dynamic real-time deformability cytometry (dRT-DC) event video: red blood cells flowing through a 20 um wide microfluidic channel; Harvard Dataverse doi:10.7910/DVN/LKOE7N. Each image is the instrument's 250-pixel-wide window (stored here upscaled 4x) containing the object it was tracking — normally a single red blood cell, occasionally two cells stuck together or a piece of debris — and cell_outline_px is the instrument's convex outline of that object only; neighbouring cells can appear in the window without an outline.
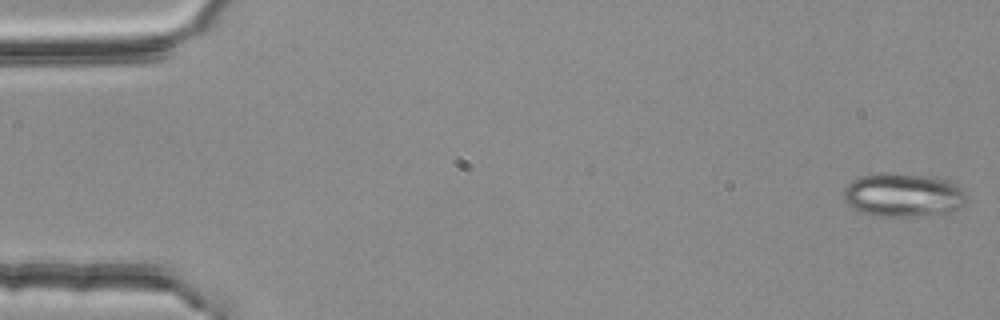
{"species": "common noctule bat (a hibernating species)", "species_latin": "Nyctalus noctula", "temperature_condition": "room temperature", "stored_images_in_passage": 15, "camera_frame_rate_fps": 3000, "um_per_image_px": 0.085, "animal": {"sex": "female", "body_mass_g": 25.1}, "frame": {"image": 1, "passage_image": 1, "time_ms": 0.0, "image_size_px": [1000, 320], "cell_outline_px": [[968, 200], [956, 212], [916, 216], [876, 216], [860, 212], [852, 208], [844, 200], [844, 188], [852, 180], [860, 176], [880, 172], [892, 172], [936, 176], [948, 180], [956, 184], [968, 196]], "centroid_in_image_um": [76.8, 16.56], "position_along_channel_um": 8.2, "area_um2": 32.08}}